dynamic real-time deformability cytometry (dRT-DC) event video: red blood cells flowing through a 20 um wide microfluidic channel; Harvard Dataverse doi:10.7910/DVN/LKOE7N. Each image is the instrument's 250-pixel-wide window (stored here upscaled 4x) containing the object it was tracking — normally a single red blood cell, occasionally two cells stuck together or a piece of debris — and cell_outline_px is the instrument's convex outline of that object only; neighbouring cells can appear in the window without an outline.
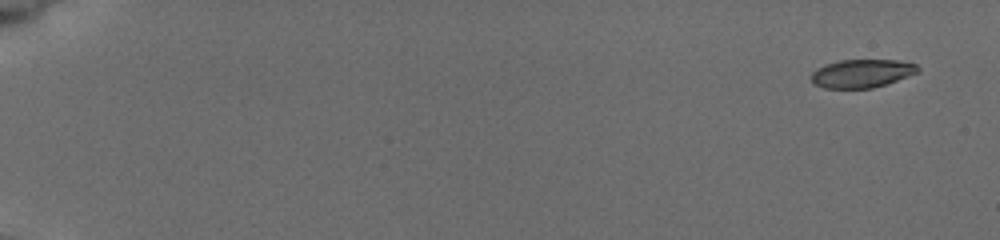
{"species": "common noctule bat (a hibernating species)", "species_latin": "Nyctalus noctula", "temperature_condition": "cold", "stored_images_in_passage": 7, "camera_frame_rate_fps": 3000, "um_per_image_px": 0.085, "animal": {"sex": "female", "body_mass_g": 19.5, "forearm_length_mm": 54.1}, "frame": {"image": 1, "passage_image": 1, "time_ms": 0.0, "image_size_px": [1000, 240], "cell_outline_px": [[920, 68], [916, 72], [896, 80], [872, 88], [824, 88], [812, 84], [812, 72], [816, 68], [824, 64], [840, 60], [900, 60], [916, 64]], "centroid_in_image_um": [73.2, 6.23], "position_along_channel_um": 11.8, "area_um2": 17.46}}
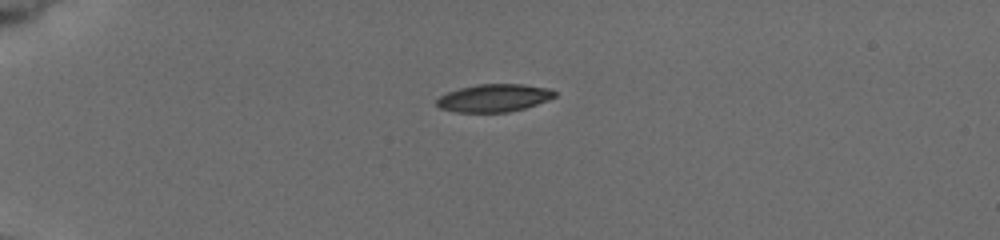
{"frame": {"image": 2, "passage_image": 5, "time_ms": 4.333, "image_size_px": [1000, 240], "cell_outline_px": [[556, 96], [536, 104], [524, 108], [508, 112], [456, 112], [440, 108], [436, 104], [436, 100], [440, 96], [448, 92], [460, 88], [480, 84], [524, 84], [552, 88], [556, 92]], "centroid_in_image_um": [42.0, 8.32], "position_along_channel_um": 43.0, "area_um2": 19.02}}
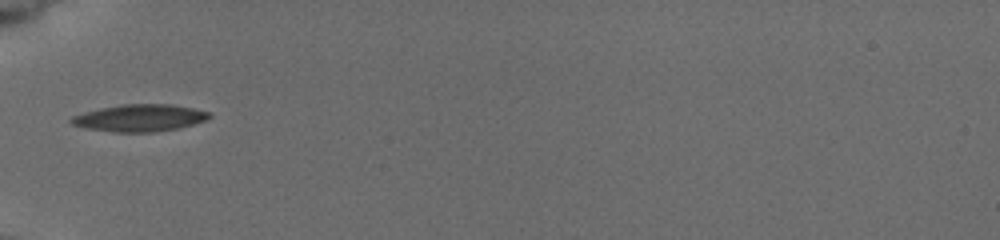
{"frame": {"image": 3, "passage_image": 7, "time_ms": 6.333, "image_size_px": [1000, 240], "cell_outline_px": [[212, 116], [204, 120], [180, 128], [152, 132], [112, 132], [88, 128], [72, 124], [68, 120], [72, 116], [100, 108], [120, 104], [172, 104], [212, 112]], "centroid_in_image_um": [11.89, 10.02], "position_along_channel_um": 73.1, "area_um2": 21.73}}